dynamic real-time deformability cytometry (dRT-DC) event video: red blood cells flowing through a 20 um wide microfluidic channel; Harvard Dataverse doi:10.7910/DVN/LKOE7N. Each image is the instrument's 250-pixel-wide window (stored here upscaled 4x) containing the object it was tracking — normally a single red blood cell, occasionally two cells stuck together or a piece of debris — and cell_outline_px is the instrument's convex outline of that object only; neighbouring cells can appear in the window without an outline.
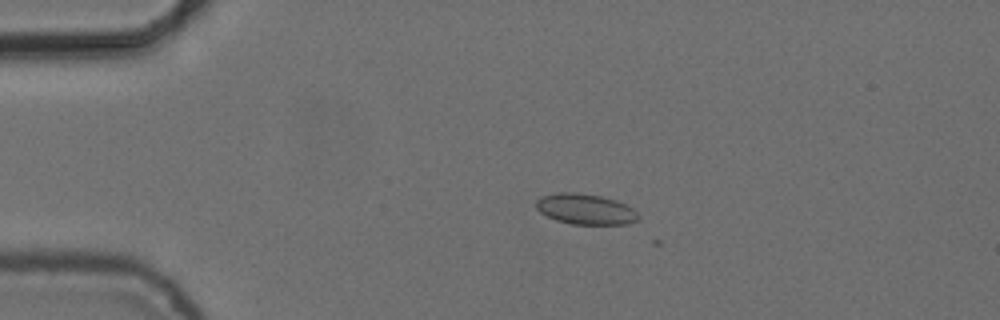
{"species": "common noctule bat (a hibernating species)", "species_latin": "Nyctalus noctula", "temperature_condition": "cold", "stored_images_in_passage": 14, "camera_frame_rate_fps": 3000, "um_per_image_px": 0.085, "animal": {"sex": "female", "body_mass_g": 24.6, "forearm_length_mm": 56.2}, "frame": {"image": 1, "passage_image": 13, "time_ms": 4.0, "image_size_px": [1000, 320], "cell_outline_px": [[640, 216], [636, 220], [628, 224], [572, 224], [556, 220], [540, 212], [536, 208], [536, 200], [544, 196], [560, 192], [576, 192], [600, 196], [616, 200], [632, 208]], "centroid_in_image_um": [49.76, 17.78], "position_along_channel_um": 35.2, "area_um2": 18.03}}